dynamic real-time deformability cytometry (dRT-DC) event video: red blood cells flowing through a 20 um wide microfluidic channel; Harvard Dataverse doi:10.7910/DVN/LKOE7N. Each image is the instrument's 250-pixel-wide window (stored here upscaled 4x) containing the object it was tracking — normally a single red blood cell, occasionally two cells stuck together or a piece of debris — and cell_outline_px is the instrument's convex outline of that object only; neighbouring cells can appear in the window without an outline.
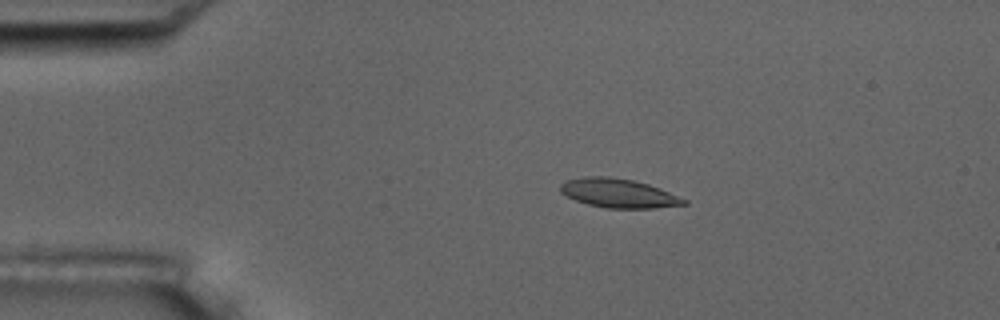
{"species": "common noctule bat (a hibernating species)", "species_latin": "Nyctalus noctula", "temperature_condition": "room temperature", "stored_images_in_passage": 9, "camera_frame_rate_fps": 3000, "um_per_image_px": 0.085, "animal": {"sex": "male", "body_mass_g": 17.5, "forearm_length_mm": 52.3}, "frame": {"image": 1, "passage_image": 1, "time_ms": 0.0, "image_size_px": [1000, 320], "cell_outline_px": [[688, 204], [656, 208], [608, 208], [588, 204], [576, 200], [560, 192], [560, 184], [564, 180], [584, 176], [608, 176], [632, 180], [648, 184], [660, 188], [688, 200]], "centroid_in_image_um": [52.57, 16.41], "position_along_channel_um": 32.4, "area_um2": 20.92}}
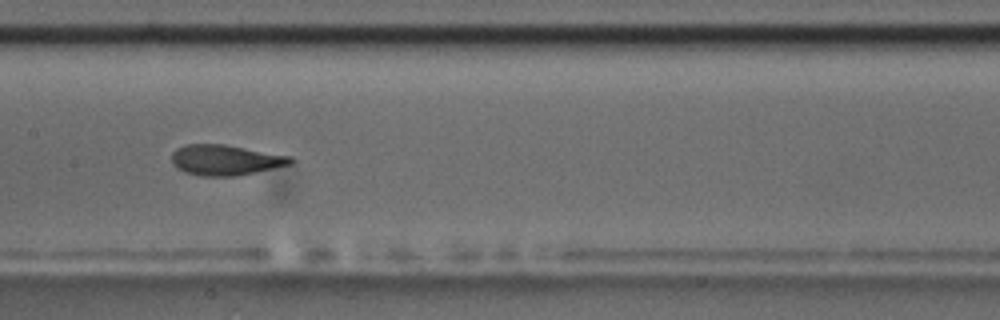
{"frame": {"image": 2, "passage_image": 6, "time_ms": 5.667, "image_size_px": [1000, 320], "cell_outline_px": [[296, 160], [292, 164], [236, 176], [200, 176], [184, 172], [176, 168], [172, 164], [172, 152], [176, 148], [184, 144], [224, 144], [292, 156]], "centroid_in_image_um": [19.15, 13.6], "position_along_channel_um": 188.2, "area_um2": 21.33}}
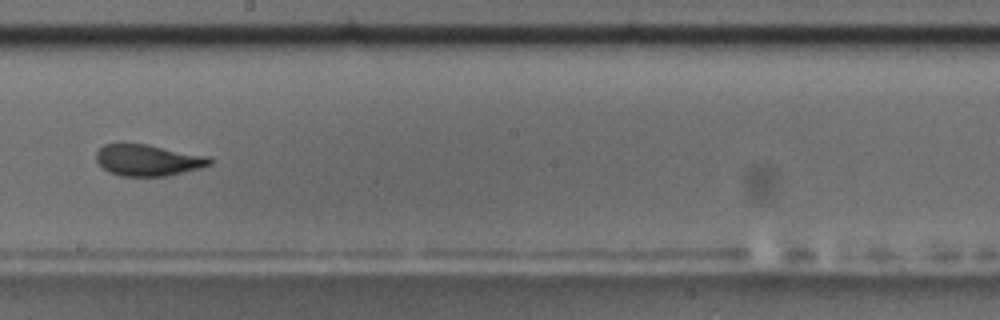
{"frame": {"image": 3, "passage_image": 7, "time_ms": 7.0, "image_size_px": [1000, 320], "cell_outline_px": [[212, 164], [200, 168], [168, 176], [120, 176], [108, 172], [96, 160], [96, 152], [104, 144], [144, 144], [212, 156]], "centroid_in_image_um": [12.62, 13.62], "position_along_channel_um": 235.6, "area_um2": 20.81}}